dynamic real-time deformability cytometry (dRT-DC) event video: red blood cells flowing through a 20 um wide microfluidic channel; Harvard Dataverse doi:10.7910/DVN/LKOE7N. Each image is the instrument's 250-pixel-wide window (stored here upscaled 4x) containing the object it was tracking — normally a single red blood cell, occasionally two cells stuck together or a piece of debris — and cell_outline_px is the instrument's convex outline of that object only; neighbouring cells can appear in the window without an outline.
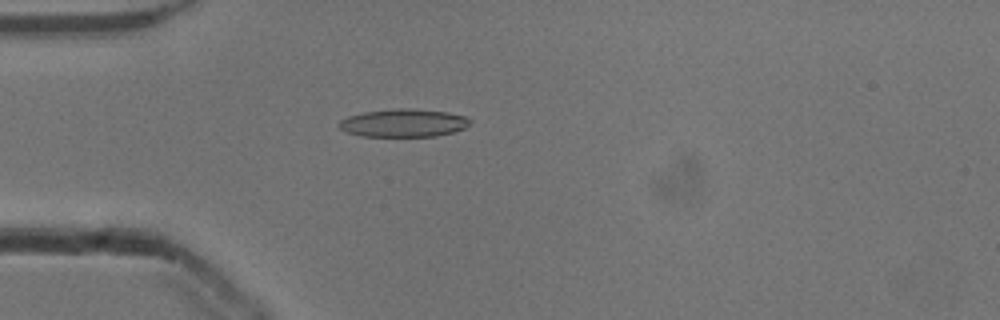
{"species": "common noctule bat (a hibernating species)", "species_latin": "Nyctalus noctula", "temperature_condition": "cold", "stored_images_in_passage": 53, "camera_frame_rate_fps": 3000, "um_per_image_px": 0.085, "animal": {"sex": "male", "body_mass_g": 13.3}, "frame": {"image": 1, "passage_image": 15, "time_ms": 4.667, "image_size_px": [1000, 320], "cell_outline_px": [[472, 120], [464, 128], [452, 132], [436, 136], [360, 136], [348, 132], [340, 128], [336, 124], [340, 120], [348, 116], [364, 112], [396, 108], [408, 108], [448, 112], [468, 116]], "centroid_in_image_um": [34.3, 10.44], "position_along_channel_um": 50.7, "area_um2": 21.39}}
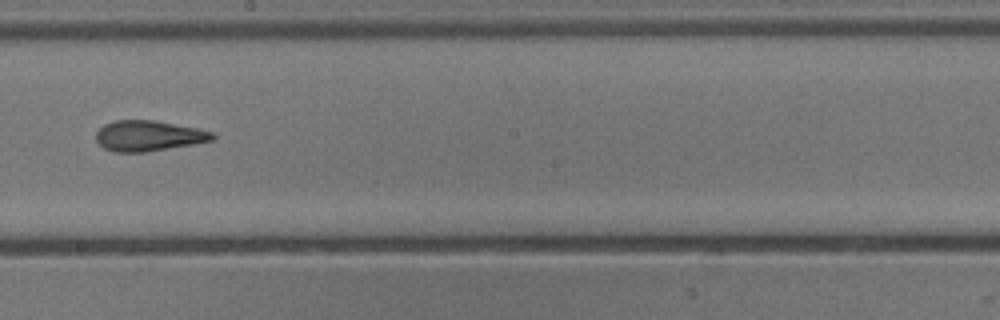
{"frame": {"image": 2, "passage_image": 30, "time_ms": 9.667, "image_size_px": [1000, 320], "cell_outline_px": [[216, 136], [212, 140], [192, 144], [144, 152], [116, 152], [104, 148], [96, 140], [96, 132], [104, 124], [116, 120], [156, 120], [196, 128], [212, 132]], "centroid_in_image_um": [12.6, 11.53], "position_along_channel_um": 235.6, "area_um2": 20.52}}
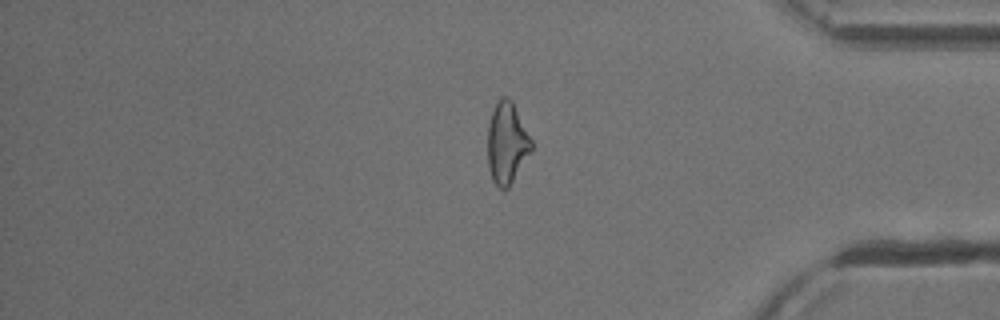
{"frame": {"image": 3, "passage_image": 44, "time_ms": 14.333, "image_size_px": [1000, 320], "cell_outline_px": [[532, 152], [508, 188], [500, 188], [492, 180], [488, 168], [488, 124], [492, 112], [500, 96], [508, 96], [512, 100], [532, 140]], "centroid_in_image_um": [43.09, 12.15], "position_along_channel_um": 392.1, "area_um2": 20.87}, "authors_computed_cell_mechanics": {"area_um2": 20.9814, "velocity_mm_per_s": 3.8971, "shape_relaxation_time_tau1_ms": null, "shape_relaxation_time_tau2_ms": 2.7852, "deformation_change_tau1": null, "deformation_change_tau2": 0.119}}